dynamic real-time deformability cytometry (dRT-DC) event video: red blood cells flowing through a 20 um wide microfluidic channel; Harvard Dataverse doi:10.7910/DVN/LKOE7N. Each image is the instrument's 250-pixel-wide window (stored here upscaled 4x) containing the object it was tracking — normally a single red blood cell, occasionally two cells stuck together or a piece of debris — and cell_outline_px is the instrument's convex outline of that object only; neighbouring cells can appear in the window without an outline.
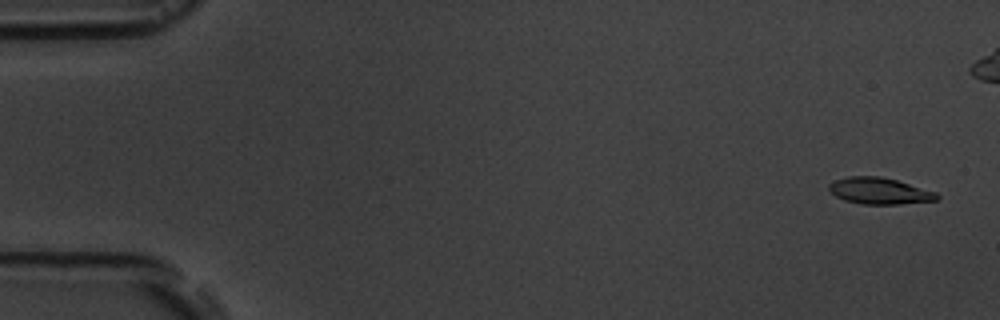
{"species": "common noctule bat (a hibernating species)", "species_latin": "Nyctalus noctula", "temperature_condition": "room temperature", "stored_images_in_passage": 5, "camera_frame_rate_fps": 3000, "um_per_image_px": 0.085, "animal": {"sex": "male", "body_mass_g": 19.5, "forearm_length_mm": 54.6}, "frame": {"image": 1, "passage_image": 1, "time_ms": 0.0, "image_size_px": [1000, 320], "cell_outline_px": [[940, 196], [936, 200], [900, 204], [864, 204], [844, 200], [836, 196], [828, 188], [828, 184], [836, 180], [848, 176], [880, 176], [896, 180], [936, 192]], "centroid_in_image_um": [74.74, 16.22], "position_along_channel_um": 10.3, "area_um2": 16.47}}